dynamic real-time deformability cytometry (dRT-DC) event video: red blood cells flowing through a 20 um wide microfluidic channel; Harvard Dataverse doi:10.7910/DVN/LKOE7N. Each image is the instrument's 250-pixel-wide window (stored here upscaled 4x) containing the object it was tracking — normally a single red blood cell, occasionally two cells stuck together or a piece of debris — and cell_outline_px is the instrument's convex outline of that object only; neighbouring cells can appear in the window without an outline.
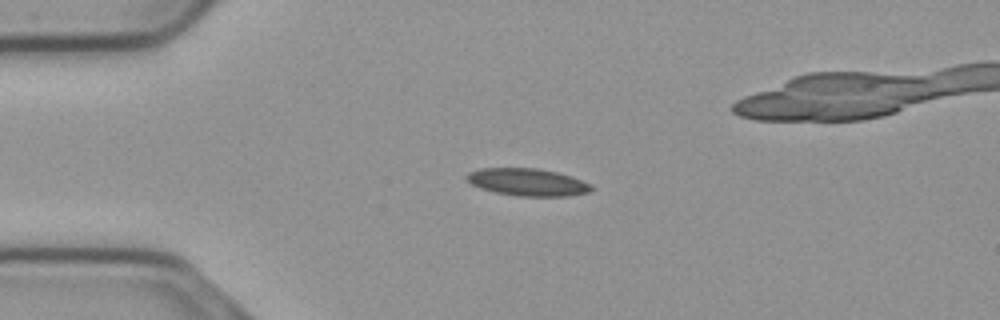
{"species": "common noctule bat (a hibernating species)", "species_latin": "Nyctalus noctula", "temperature_condition": "cold", "stored_images_in_passage": 44, "camera_frame_rate_fps": 3000, "um_per_image_px": 0.085, "animal": {"sex": "male", "body_mass_g": 23.1, "forearm_length_mm": 52.7}, "frame": {"image": 1, "passage_image": 1, "time_ms": 0.0, "image_size_px": [1000, 320], "cell_outline_px": [[592, 188], [588, 192], [568, 196], [520, 196], [496, 192], [480, 188], [472, 184], [464, 176], [468, 172], [480, 168], [536, 168], [556, 172], [572, 176], [592, 184]], "centroid_in_image_um": [44.84, 15.47], "position_along_channel_um": 40.2, "area_um2": 19.83}}
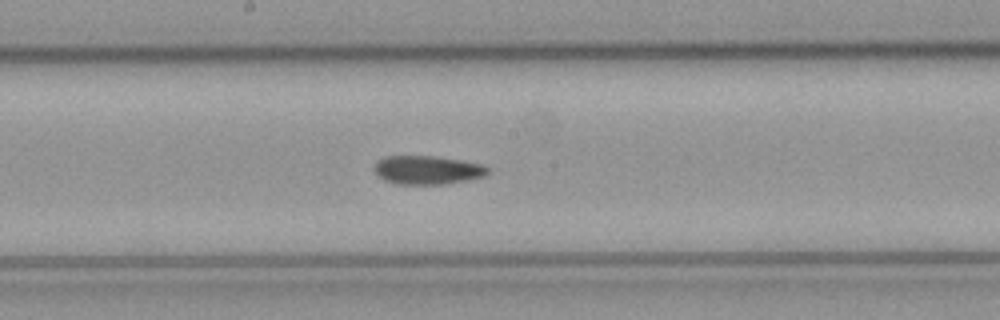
{"frame": {"image": 2, "passage_image": 17, "time_ms": 5.333, "image_size_px": [1000, 320], "cell_outline_px": [[488, 172], [484, 176], [468, 180], [444, 184], [396, 184], [384, 180], [376, 176], [372, 168], [376, 160], [384, 156], [432, 156], [460, 160], [480, 164], [488, 168]], "centroid_in_image_um": [36.23, 14.45], "position_along_channel_um": 212.0, "area_um2": 19.07}}
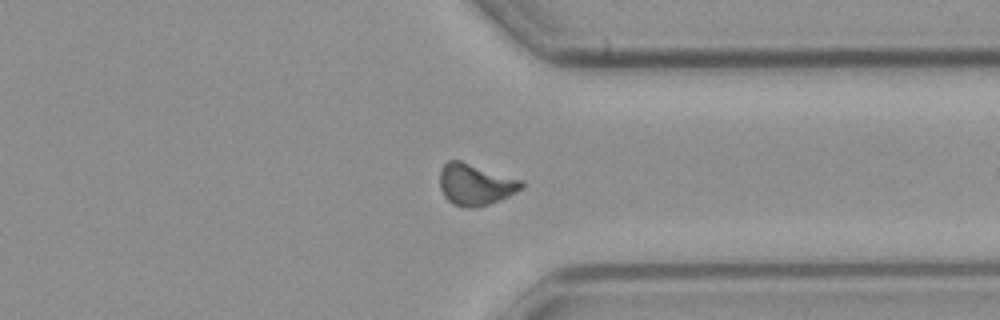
{"frame": {"image": 3, "passage_image": 30, "time_ms": 9.667, "image_size_px": [1000, 320], "cell_outline_px": [[524, 184], [520, 188], [508, 196], [500, 200], [476, 208], [464, 208], [452, 204], [444, 196], [440, 188], [440, 168], [448, 160], [460, 160], [520, 180]], "centroid_in_image_um": [40.34, 15.69], "position_along_channel_um": 371.1, "area_um2": 19.54}}